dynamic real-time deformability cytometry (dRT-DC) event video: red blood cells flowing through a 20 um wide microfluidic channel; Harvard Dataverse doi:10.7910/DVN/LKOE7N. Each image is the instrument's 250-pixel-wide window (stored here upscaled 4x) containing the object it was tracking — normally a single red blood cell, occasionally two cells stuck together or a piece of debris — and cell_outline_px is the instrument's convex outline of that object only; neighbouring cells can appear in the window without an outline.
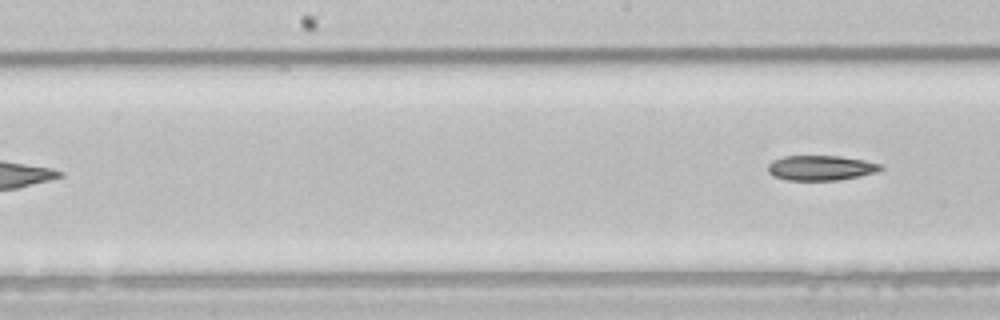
{"species": "common noctule bat (a hibernating species)", "species_latin": "Nyctalus noctula", "temperature_condition": "room temperature", "stored_images_in_passage": 6, "segment_of_instrument_passage": [2, 2], "camera_frame_rate_fps": 3000, "um_per_image_px": 0.085, "animal": {"sex": "male", "body_mass_g": 21.5, "forearm_length_mm": 52.0}, "frame": {"image": 1, "passage_image": 6, "time_ms": 1.667, "image_size_px": [1000, 320], "cell_outline_px": [[884, 168], [876, 172], [836, 180], [788, 180], [772, 176], [768, 172], [768, 164], [772, 160], [784, 156], [840, 156], [864, 160], [880, 164]], "centroid_in_image_um": [69.72, 14.26], "position_along_channel_um": 178.5, "area_um2": 16.3}}